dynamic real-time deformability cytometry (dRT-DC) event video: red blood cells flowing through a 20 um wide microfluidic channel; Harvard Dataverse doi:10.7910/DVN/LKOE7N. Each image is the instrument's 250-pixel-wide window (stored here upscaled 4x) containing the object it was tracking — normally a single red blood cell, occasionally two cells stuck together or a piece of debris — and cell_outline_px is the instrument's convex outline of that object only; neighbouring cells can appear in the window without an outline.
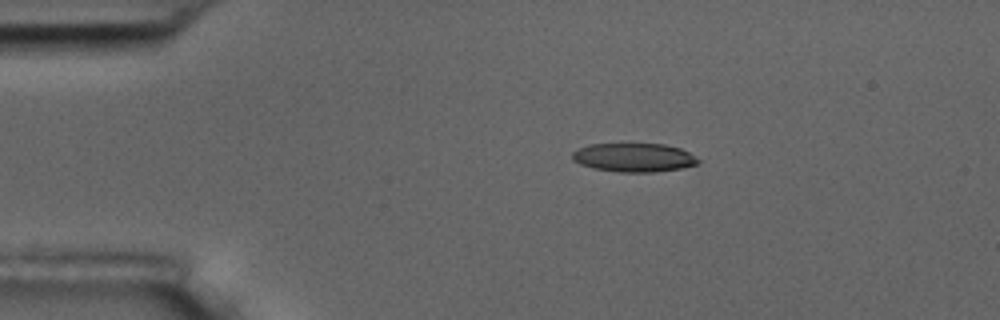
{"species": "common noctule bat (a hibernating species)", "species_latin": "Nyctalus noctula", "temperature_condition": "room temperature", "stored_images_in_passage": 46, "camera_frame_rate_fps": 3000, "um_per_image_px": 0.085, "animal": {"sex": "male", "body_mass_g": 17.5, "forearm_length_mm": 52.3}, "frame": {"image": 1, "passage_image": 1, "time_ms": 0.0, "image_size_px": [1000, 320], "cell_outline_px": [[700, 160], [696, 164], [680, 168], [656, 172], [620, 172], [592, 168], [580, 164], [572, 160], [572, 152], [588, 144], [664, 144], [680, 148], [688, 152]], "centroid_in_image_um": [53.85, 13.39], "position_along_channel_um": 31.1, "area_um2": 20.98}}
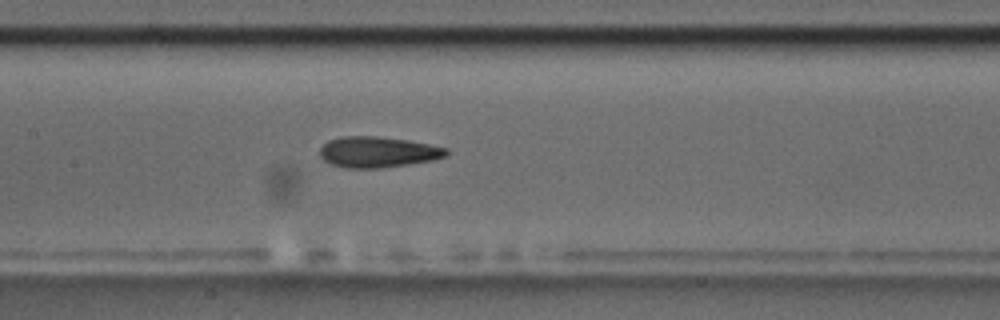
{"frame": {"image": 2, "passage_image": 17, "time_ms": 5.333, "image_size_px": [1000, 320], "cell_outline_px": [[448, 152], [444, 156], [432, 160], [408, 164], [380, 168], [344, 168], [332, 164], [324, 160], [320, 156], [320, 148], [328, 140], [340, 136], [376, 136], [408, 140], [448, 148]], "centroid_in_image_um": [32.08, 12.92], "position_along_channel_um": 175.3, "area_um2": 22.66}}
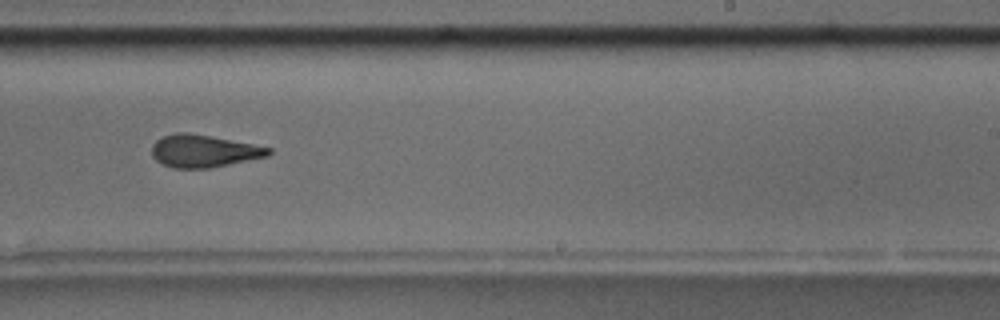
{"frame": {"image": 3, "passage_image": 25, "time_ms": 8.0, "image_size_px": [1000, 320], "cell_outline_px": [[272, 152], [268, 156], [208, 168], [172, 168], [156, 160], [152, 156], [152, 144], [156, 140], [164, 136], [176, 132], [188, 132], [212, 136], [272, 148]], "centroid_in_image_um": [17.29, 12.83], "position_along_channel_um": 271.7, "area_um2": 21.96}, "authors_computed_cell_mechanics": {"area_um2": 22.4842, "velocity_mm_per_s": 3.6237, "shape_relaxation_time_tau1_ms": 7.5912, "shape_relaxation_time_tau2_ms": 2.3636, "deformation_change_tau1": 0.1865, "deformation_change_tau2": 0.1121}}